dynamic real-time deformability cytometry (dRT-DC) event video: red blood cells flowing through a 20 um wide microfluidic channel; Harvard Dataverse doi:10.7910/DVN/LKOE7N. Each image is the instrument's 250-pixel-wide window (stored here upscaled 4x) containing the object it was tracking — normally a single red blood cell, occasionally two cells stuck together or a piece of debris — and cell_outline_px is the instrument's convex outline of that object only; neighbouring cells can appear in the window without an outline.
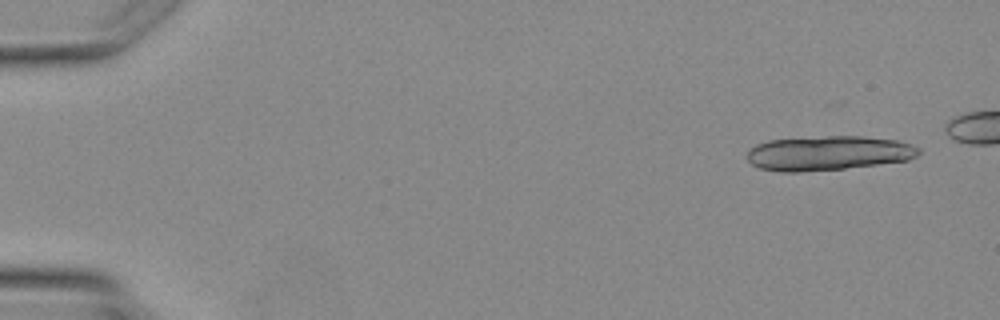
{"species": "Egyptian fruit bat (a non-hibernating species)", "species_latin": "Rousettus aegyptiacus", "temperature_condition": "warm", "stored_images_in_passage": 4, "camera_frame_rate_fps": 3000, "um_per_image_px": 0.085, "animal": {"sex": "female"}, "frame": {"image": 1, "passage_image": 1, "time_ms": 0.0, "image_size_px": [1000, 320], "cell_outline_px": [[920, 152], [916, 156], [908, 160], [844, 168], [800, 172], [780, 172], [760, 168], [752, 164], [748, 160], [748, 152], [756, 144], [768, 140], [828, 136], [864, 136], [896, 140], [912, 144], [920, 148]], "centroid_in_image_um": [70.41, 13.01], "position_along_channel_um": 14.6, "area_um2": 34.33}}